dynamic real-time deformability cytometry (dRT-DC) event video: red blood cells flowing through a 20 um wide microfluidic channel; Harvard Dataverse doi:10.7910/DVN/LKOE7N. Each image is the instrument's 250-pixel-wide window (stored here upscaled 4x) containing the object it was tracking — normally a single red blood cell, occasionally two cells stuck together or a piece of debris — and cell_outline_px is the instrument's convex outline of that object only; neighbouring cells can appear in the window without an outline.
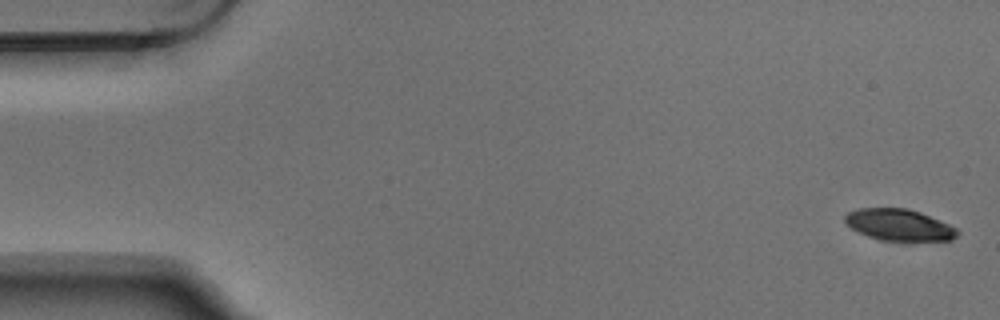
{"species": "Egyptian fruit bat (a non-hibernating species)", "species_latin": "Rousettus aegyptiacus", "temperature_condition": "warm", "stored_images_in_passage": 5, "camera_frame_rate_fps": 3000, "um_per_image_px": 0.085, "animal": {"sex": "male"}, "frame": {"image": 1, "passage_image": 1, "time_ms": 0.0, "image_size_px": [1000, 320], "cell_outline_px": [[960, 232], [952, 240], [880, 240], [868, 236], [852, 228], [844, 220], [844, 216], [848, 212], [860, 208], [908, 208], [920, 212], [948, 224], [956, 228]], "centroid_in_image_um": [76.42, 19.1], "position_along_channel_um": 8.6, "area_um2": 20.35}}
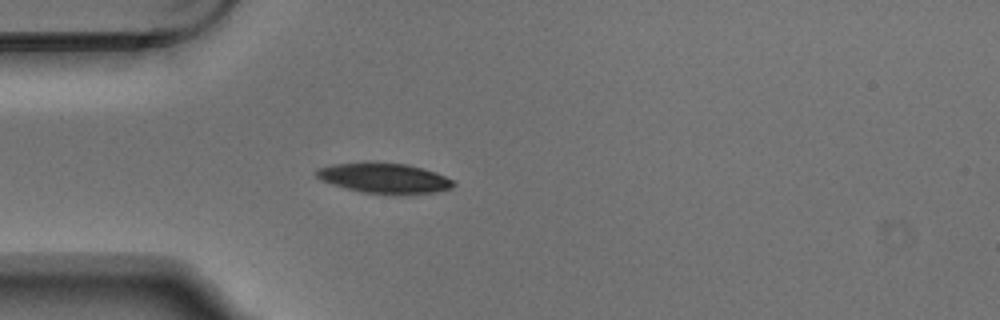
{"frame": {"image": 2, "passage_image": 5, "time_ms": 1.333, "image_size_px": [1000, 320], "cell_outline_px": [[456, 184], [452, 188], [436, 192], [364, 192], [344, 188], [320, 180], [316, 176], [316, 168], [332, 164], [372, 160], [408, 164], [424, 168], [436, 172], [452, 180]], "centroid_in_image_um": [32.6, 15.07], "position_along_channel_um": 52.4, "area_um2": 24.04}}